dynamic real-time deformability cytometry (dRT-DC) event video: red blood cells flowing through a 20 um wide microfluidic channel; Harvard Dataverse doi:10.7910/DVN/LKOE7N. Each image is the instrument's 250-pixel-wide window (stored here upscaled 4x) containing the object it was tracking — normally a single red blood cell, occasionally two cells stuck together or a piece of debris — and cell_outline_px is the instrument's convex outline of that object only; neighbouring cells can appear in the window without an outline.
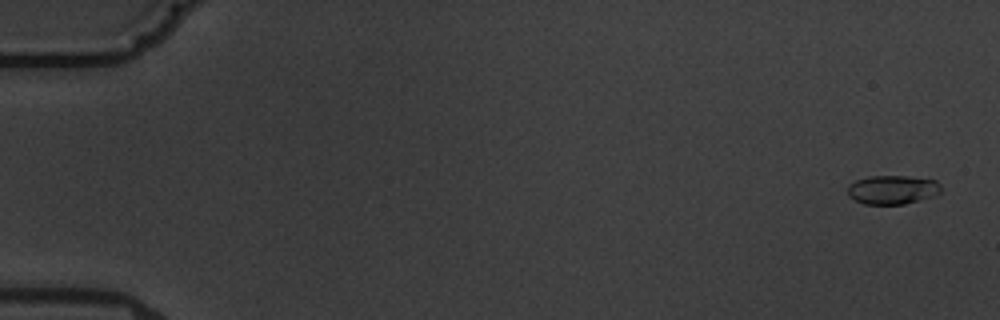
{"species": "common noctule bat (a hibernating species)", "species_latin": "Nyctalus noctula", "temperature_condition": "warm", "stored_images_in_passage": 7, "camera_frame_rate_fps": 3000, "um_per_image_px": 0.085, "animal": {"sex": "male", "body_mass_g": 19.5, "forearm_length_mm": 54.6}, "frame": {"image": 1, "passage_image": 1, "time_ms": 0.0, "image_size_px": [1000, 320], "cell_outline_px": [[940, 192], [936, 196], [904, 204], [864, 204], [848, 196], [848, 184], [856, 180], [868, 176], [908, 176], [936, 180], [940, 184]], "centroid_in_image_um": [75.87, 16.12], "position_along_channel_um": 9.1, "area_um2": 15.84}}
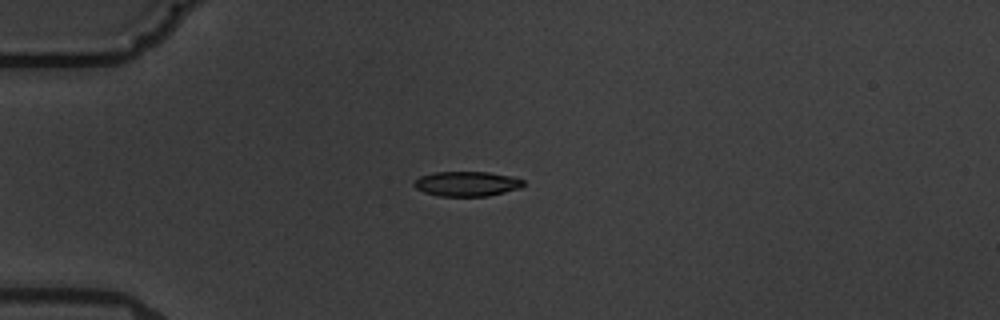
{"frame": {"image": 2, "passage_image": 5, "time_ms": 4.667, "image_size_px": [1000, 320], "cell_outline_px": [[524, 184], [520, 188], [488, 196], [436, 196], [424, 192], [416, 188], [412, 184], [420, 176], [432, 172], [488, 172], [512, 176], [524, 180]], "centroid_in_image_um": [39.67, 15.62], "position_along_channel_um": 45.3, "area_um2": 15.9}}
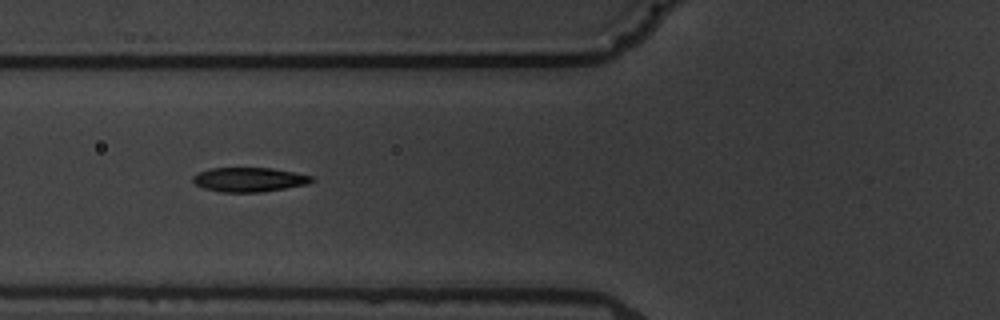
{"frame": {"image": 3, "passage_image": 7, "time_ms": 7.0, "image_size_px": [1000, 320], "cell_outline_px": [[316, 180], [308, 184], [260, 192], [220, 192], [204, 188], [196, 184], [192, 180], [192, 176], [200, 172], [212, 168], [272, 168], [312, 176]], "centroid_in_image_um": [21.18, 15.27], "position_along_channel_um": 104.6, "area_um2": 16.7}}